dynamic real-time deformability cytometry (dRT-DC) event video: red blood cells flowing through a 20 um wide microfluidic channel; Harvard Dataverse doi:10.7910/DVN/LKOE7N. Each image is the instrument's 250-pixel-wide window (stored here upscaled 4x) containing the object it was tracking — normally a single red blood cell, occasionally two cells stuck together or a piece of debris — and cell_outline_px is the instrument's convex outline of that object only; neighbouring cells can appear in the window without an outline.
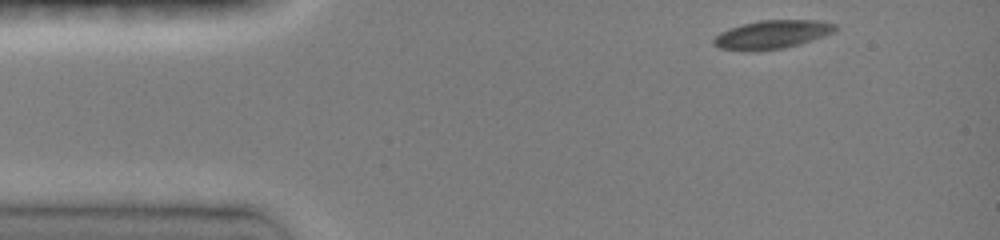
{"species": "common noctule bat (a hibernating species)", "species_latin": "Nyctalus noctula", "temperature_condition": "room temperature", "stored_images_in_passage": 5, "camera_frame_rate_fps": 3000, "um_per_image_px": 0.085, "animal": {"sex": "female", "body_mass_g": 19.0, "forearm_length_mm": 51.5}, "frame": {"image": 1, "passage_image": 1, "time_ms": 0.0, "image_size_px": [1000, 240], "cell_outline_px": [[836, 28], [832, 32], [800, 44], [784, 48], [756, 52], [748, 52], [720, 48], [712, 44], [712, 40], [720, 32], [728, 28], [760, 20], [816, 20], [836, 24]], "centroid_in_image_um": [65.55, 2.95], "position_along_channel_um": 19.4, "area_um2": 20.23}}
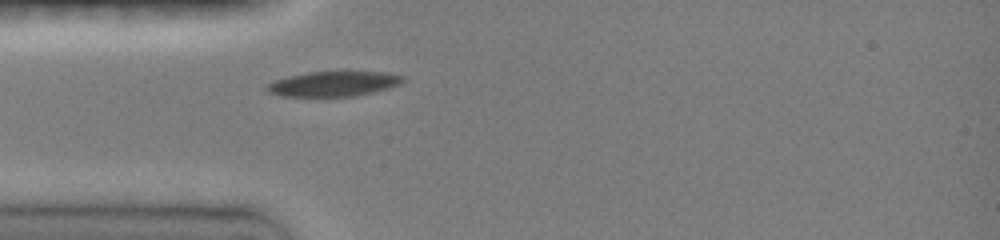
{"frame": {"image": 2, "passage_image": 5, "time_ms": 2.667, "image_size_px": [1000, 240], "cell_outline_px": [[404, 80], [400, 84], [388, 88], [356, 96], [280, 96], [268, 92], [264, 88], [272, 80], [288, 76], [308, 72], [388, 72], [404, 76]], "centroid_in_image_um": [28.32, 7.12], "position_along_channel_um": 56.7, "area_um2": 19.83}}